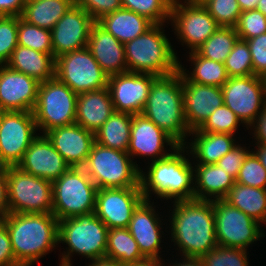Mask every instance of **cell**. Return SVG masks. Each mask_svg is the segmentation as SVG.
<instances>
[{
  "label": "cell",
  "mask_w": 266,
  "mask_h": 266,
  "mask_svg": "<svg viewBox=\"0 0 266 266\" xmlns=\"http://www.w3.org/2000/svg\"><path fill=\"white\" fill-rule=\"evenodd\" d=\"M55 63L56 59L50 54L17 45L6 65L44 82L55 77Z\"/></svg>",
  "instance_id": "cell-28"
},
{
  "label": "cell",
  "mask_w": 266,
  "mask_h": 266,
  "mask_svg": "<svg viewBox=\"0 0 266 266\" xmlns=\"http://www.w3.org/2000/svg\"><path fill=\"white\" fill-rule=\"evenodd\" d=\"M162 26L154 24L124 44L128 72L166 76L179 70L180 62L164 31H161Z\"/></svg>",
  "instance_id": "cell-5"
},
{
  "label": "cell",
  "mask_w": 266,
  "mask_h": 266,
  "mask_svg": "<svg viewBox=\"0 0 266 266\" xmlns=\"http://www.w3.org/2000/svg\"><path fill=\"white\" fill-rule=\"evenodd\" d=\"M83 168L97 189L140 187V167L128 152L95 142Z\"/></svg>",
  "instance_id": "cell-7"
},
{
  "label": "cell",
  "mask_w": 266,
  "mask_h": 266,
  "mask_svg": "<svg viewBox=\"0 0 266 266\" xmlns=\"http://www.w3.org/2000/svg\"><path fill=\"white\" fill-rule=\"evenodd\" d=\"M161 258H145L144 260L129 264L127 266H163Z\"/></svg>",
  "instance_id": "cell-54"
},
{
  "label": "cell",
  "mask_w": 266,
  "mask_h": 266,
  "mask_svg": "<svg viewBox=\"0 0 266 266\" xmlns=\"http://www.w3.org/2000/svg\"><path fill=\"white\" fill-rule=\"evenodd\" d=\"M39 83L35 78L0 65V109L33 112Z\"/></svg>",
  "instance_id": "cell-19"
},
{
  "label": "cell",
  "mask_w": 266,
  "mask_h": 266,
  "mask_svg": "<svg viewBox=\"0 0 266 266\" xmlns=\"http://www.w3.org/2000/svg\"><path fill=\"white\" fill-rule=\"evenodd\" d=\"M223 200L259 223L266 222V189L235 182Z\"/></svg>",
  "instance_id": "cell-33"
},
{
  "label": "cell",
  "mask_w": 266,
  "mask_h": 266,
  "mask_svg": "<svg viewBox=\"0 0 266 266\" xmlns=\"http://www.w3.org/2000/svg\"><path fill=\"white\" fill-rule=\"evenodd\" d=\"M94 23L83 8L73 4L51 29L54 58L87 47Z\"/></svg>",
  "instance_id": "cell-18"
},
{
  "label": "cell",
  "mask_w": 266,
  "mask_h": 266,
  "mask_svg": "<svg viewBox=\"0 0 266 266\" xmlns=\"http://www.w3.org/2000/svg\"><path fill=\"white\" fill-rule=\"evenodd\" d=\"M17 167L30 175L53 182L65 173L70 165L48 138L40 135L30 144Z\"/></svg>",
  "instance_id": "cell-21"
},
{
  "label": "cell",
  "mask_w": 266,
  "mask_h": 266,
  "mask_svg": "<svg viewBox=\"0 0 266 266\" xmlns=\"http://www.w3.org/2000/svg\"><path fill=\"white\" fill-rule=\"evenodd\" d=\"M190 61L193 62L192 73H186L184 67L179 64L182 73V81H191L200 85L222 87L228 80L224 63L202 57L197 51H192ZM191 75V76H190Z\"/></svg>",
  "instance_id": "cell-34"
},
{
  "label": "cell",
  "mask_w": 266,
  "mask_h": 266,
  "mask_svg": "<svg viewBox=\"0 0 266 266\" xmlns=\"http://www.w3.org/2000/svg\"><path fill=\"white\" fill-rule=\"evenodd\" d=\"M0 168H7V166L3 163L1 157H0Z\"/></svg>",
  "instance_id": "cell-60"
},
{
  "label": "cell",
  "mask_w": 266,
  "mask_h": 266,
  "mask_svg": "<svg viewBox=\"0 0 266 266\" xmlns=\"http://www.w3.org/2000/svg\"><path fill=\"white\" fill-rule=\"evenodd\" d=\"M184 114L188 129H198L218 107L224 104L221 87L183 81Z\"/></svg>",
  "instance_id": "cell-23"
},
{
  "label": "cell",
  "mask_w": 266,
  "mask_h": 266,
  "mask_svg": "<svg viewBox=\"0 0 266 266\" xmlns=\"http://www.w3.org/2000/svg\"><path fill=\"white\" fill-rule=\"evenodd\" d=\"M256 10L260 11L264 16H266V0H260Z\"/></svg>",
  "instance_id": "cell-58"
},
{
  "label": "cell",
  "mask_w": 266,
  "mask_h": 266,
  "mask_svg": "<svg viewBox=\"0 0 266 266\" xmlns=\"http://www.w3.org/2000/svg\"><path fill=\"white\" fill-rule=\"evenodd\" d=\"M52 190L58 221L95 212L97 187L83 167H70L52 182Z\"/></svg>",
  "instance_id": "cell-8"
},
{
  "label": "cell",
  "mask_w": 266,
  "mask_h": 266,
  "mask_svg": "<svg viewBox=\"0 0 266 266\" xmlns=\"http://www.w3.org/2000/svg\"><path fill=\"white\" fill-rule=\"evenodd\" d=\"M0 266H20L13 254L8 230L0 220Z\"/></svg>",
  "instance_id": "cell-49"
},
{
  "label": "cell",
  "mask_w": 266,
  "mask_h": 266,
  "mask_svg": "<svg viewBox=\"0 0 266 266\" xmlns=\"http://www.w3.org/2000/svg\"><path fill=\"white\" fill-rule=\"evenodd\" d=\"M165 143L171 146L173 151L179 146L171 136L148 118L142 114L133 115L127 151L130 157L150 156L152 161L163 159L171 154L164 152Z\"/></svg>",
  "instance_id": "cell-20"
},
{
  "label": "cell",
  "mask_w": 266,
  "mask_h": 266,
  "mask_svg": "<svg viewBox=\"0 0 266 266\" xmlns=\"http://www.w3.org/2000/svg\"><path fill=\"white\" fill-rule=\"evenodd\" d=\"M184 148L185 146L179 145L167 157L152 161L148 168V175L140 169L139 185L146 201H149L151 191L166 200L194 199V186L192 185H194L195 168L189 162L190 160L183 156L182 153L186 151Z\"/></svg>",
  "instance_id": "cell-4"
},
{
  "label": "cell",
  "mask_w": 266,
  "mask_h": 266,
  "mask_svg": "<svg viewBox=\"0 0 266 266\" xmlns=\"http://www.w3.org/2000/svg\"><path fill=\"white\" fill-rule=\"evenodd\" d=\"M171 220L172 241L184 257L208 253L218 243L215 235L213 199L173 201Z\"/></svg>",
  "instance_id": "cell-1"
},
{
  "label": "cell",
  "mask_w": 266,
  "mask_h": 266,
  "mask_svg": "<svg viewBox=\"0 0 266 266\" xmlns=\"http://www.w3.org/2000/svg\"><path fill=\"white\" fill-rule=\"evenodd\" d=\"M249 152V150H246L237 144L227 154L220 158L216 164L236 180L239 169L243 165Z\"/></svg>",
  "instance_id": "cell-48"
},
{
  "label": "cell",
  "mask_w": 266,
  "mask_h": 266,
  "mask_svg": "<svg viewBox=\"0 0 266 266\" xmlns=\"http://www.w3.org/2000/svg\"><path fill=\"white\" fill-rule=\"evenodd\" d=\"M18 45L53 55L51 30L27 23L18 17Z\"/></svg>",
  "instance_id": "cell-37"
},
{
  "label": "cell",
  "mask_w": 266,
  "mask_h": 266,
  "mask_svg": "<svg viewBox=\"0 0 266 266\" xmlns=\"http://www.w3.org/2000/svg\"><path fill=\"white\" fill-rule=\"evenodd\" d=\"M224 65L228 77L254 75L250 48L246 40H237Z\"/></svg>",
  "instance_id": "cell-39"
},
{
  "label": "cell",
  "mask_w": 266,
  "mask_h": 266,
  "mask_svg": "<svg viewBox=\"0 0 266 266\" xmlns=\"http://www.w3.org/2000/svg\"><path fill=\"white\" fill-rule=\"evenodd\" d=\"M221 89L224 105L250 128L266 106L262 78L256 75L229 77Z\"/></svg>",
  "instance_id": "cell-14"
},
{
  "label": "cell",
  "mask_w": 266,
  "mask_h": 266,
  "mask_svg": "<svg viewBox=\"0 0 266 266\" xmlns=\"http://www.w3.org/2000/svg\"><path fill=\"white\" fill-rule=\"evenodd\" d=\"M236 183L266 189V169L254 152L250 151L235 180Z\"/></svg>",
  "instance_id": "cell-43"
},
{
  "label": "cell",
  "mask_w": 266,
  "mask_h": 266,
  "mask_svg": "<svg viewBox=\"0 0 266 266\" xmlns=\"http://www.w3.org/2000/svg\"><path fill=\"white\" fill-rule=\"evenodd\" d=\"M97 23L123 44L137 38L154 25L147 18L124 8L105 15Z\"/></svg>",
  "instance_id": "cell-29"
},
{
  "label": "cell",
  "mask_w": 266,
  "mask_h": 266,
  "mask_svg": "<svg viewBox=\"0 0 266 266\" xmlns=\"http://www.w3.org/2000/svg\"><path fill=\"white\" fill-rule=\"evenodd\" d=\"M38 130L33 112L2 111L0 114V157L3 163L17 166Z\"/></svg>",
  "instance_id": "cell-13"
},
{
  "label": "cell",
  "mask_w": 266,
  "mask_h": 266,
  "mask_svg": "<svg viewBox=\"0 0 266 266\" xmlns=\"http://www.w3.org/2000/svg\"><path fill=\"white\" fill-rule=\"evenodd\" d=\"M156 77L153 74L128 71L108 76L107 87L114 111L141 114Z\"/></svg>",
  "instance_id": "cell-17"
},
{
  "label": "cell",
  "mask_w": 266,
  "mask_h": 266,
  "mask_svg": "<svg viewBox=\"0 0 266 266\" xmlns=\"http://www.w3.org/2000/svg\"><path fill=\"white\" fill-rule=\"evenodd\" d=\"M172 3L170 19L178 39L196 51L220 26L200 2ZM186 3V4H185ZM185 5V6H184Z\"/></svg>",
  "instance_id": "cell-15"
},
{
  "label": "cell",
  "mask_w": 266,
  "mask_h": 266,
  "mask_svg": "<svg viewBox=\"0 0 266 266\" xmlns=\"http://www.w3.org/2000/svg\"><path fill=\"white\" fill-rule=\"evenodd\" d=\"M55 76L76 94L100 90L108 84V75L87 47L57 57Z\"/></svg>",
  "instance_id": "cell-11"
},
{
  "label": "cell",
  "mask_w": 266,
  "mask_h": 266,
  "mask_svg": "<svg viewBox=\"0 0 266 266\" xmlns=\"http://www.w3.org/2000/svg\"><path fill=\"white\" fill-rule=\"evenodd\" d=\"M256 146L258 147V150L256 152L254 151V153L258 157V159L261 162V164L266 169V144H264V143H257Z\"/></svg>",
  "instance_id": "cell-57"
},
{
  "label": "cell",
  "mask_w": 266,
  "mask_h": 266,
  "mask_svg": "<svg viewBox=\"0 0 266 266\" xmlns=\"http://www.w3.org/2000/svg\"><path fill=\"white\" fill-rule=\"evenodd\" d=\"M143 116L171 136L178 145L185 146L186 135L191 136L184 114L183 81L180 70L157 76L145 103Z\"/></svg>",
  "instance_id": "cell-3"
},
{
  "label": "cell",
  "mask_w": 266,
  "mask_h": 266,
  "mask_svg": "<svg viewBox=\"0 0 266 266\" xmlns=\"http://www.w3.org/2000/svg\"><path fill=\"white\" fill-rule=\"evenodd\" d=\"M26 0H0V16H21Z\"/></svg>",
  "instance_id": "cell-50"
},
{
  "label": "cell",
  "mask_w": 266,
  "mask_h": 266,
  "mask_svg": "<svg viewBox=\"0 0 266 266\" xmlns=\"http://www.w3.org/2000/svg\"><path fill=\"white\" fill-rule=\"evenodd\" d=\"M152 205L144 200L133 212L128 229L145 258L160 259L161 221Z\"/></svg>",
  "instance_id": "cell-25"
},
{
  "label": "cell",
  "mask_w": 266,
  "mask_h": 266,
  "mask_svg": "<svg viewBox=\"0 0 266 266\" xmlns=\"http://www.w3.org/2000/svg\"><path fill=\"white\" fill-rule=\"evenodd\" d=\"M260 0H237L241 11L256 10Z\"/></svg>",
  "instance_id": "cell-55"
},
{
  "label": "cell",
  "mask_w": 266,
  "mask_h": 266,
  "mask_svg": "<svg viewBox=\"0 0 266 266\" xmlns=\"http://www.w3.org/2000/svg\"><path fill=\"white\" fill-rule=\"evenodd\" d=\"M78 94L56 76L39 83L36 106L33 110L38 129L43 134L51 129L76 122Z\"/></svg>",
  "instance_id": "cell-9"
},
{
  "label": "cell",
  "mask_w": 266,
  "mask_h": 266,
  "mask_svg": "<svg viewBox=\"0 0 266 266\" xmlns=\"http://www.w3.org/2000/svg\"><path fill=\"white\" fill-rule=\"evenodd\" d=\"M87 48L108 76L127 72L124 44L97 22L91 27Z\"/></svg>",
  "instance_id": "cell-24"
},
{
  "label": "cell",
  "mask_w": 266,
  "mask_h": 266,
  "mask_svg": "<svg viewBox=\"0 0 266 266\" xmlns=\"http://www.w3.org/2000/svg\"><path fill=\"white\" fill-rule=\"evenodd\" d=\"M105 257L125 265L145 259L128 228L108 229Z\"/></svg>",
  "instance_id": "cell-35"
},
{
  "label": "cell",
  "mask_w": 266,
  "mask_h": 266,
  "mask_svg": "<svg viewBox=\"0 0 266 266\" xmlns=\"http://www.w3.org/2000/svg\"><path fill=\"white\" fill-rule=\"evenodd\" d=\"M250 126L255 127V136L253 137H255L257 143L266 144V106Z\"/></svg>",
  "instance_id": "cell-52"
},
{
  "label": "cell",
  "mask_w": 266,
  "mask_h": 266,
  "mask_svg": "<svg viewBox=\"0 0 266 266\" xmlns=\"http://www.w3.org/2000/svg\"><path fill=\"white\" fill-rule=\"evenodd\" d=\"M88 266H127V265L122 264L117 260H111L105 257L97 260H92L91 265L89 264Z\"/></svg>",
  "instance_id": "cell-53"
},
{
  "label": "cell",
  "mask_w": 266,
  "mask_h": 266,
  "mask_svg": "<svg viewBox=\"0 0 266 266\" xmlns=\"http://www.w3.org/2000/svg\"><path fill=\"white\" fill-rule=\"evenodd\" d=\"M196 138L188 146L199 161L197 164H216L236 144L232 134L191 131Z\"/></svg>",
  "instance_id": "cell-30"
},
{
  "label": "cell",
  "mask_w": 266,
  "mask_h": 266,
  "mask_svg": "<svg viewBox=\"0 0 266 266\" xmlns=\"http://www.w3.org/2000/svg\"><path fill=\"white\" fill-rule=\"evenodd\" d=\"M108 228L95 212L59 221L58 242L66 243L67 253L62 255L60 266H71V253L90 260L105 258Z\"/></svg>",
  "instance_id": "cell-6"
},
{
  "label": "cell",
  "mask_w": 266,
  "mask_h": 266,
  "mask_svg": "<svg viewBox=\"0 0 266 266\" xmlns=\"http://www.w3.org/2000/svg\"><path fill=\"white\" fill-rule=\"evenodd\" d=\"M172 3H174V2H178V1H180V0H170Z\"/></svg>",
  "instance_id": "cell-61"
},
{
  "label": "cell",
  "mask_w": 266,
  "mask_h": 266,
  "mask_svg": "<svg viewBox=\"0 0 266 266\" xmlns=\"http://www.w3.org/2000/svg\"><path fill=\"white\" fill-rule=\"evenodd\" d=\"M0 220L20 266H31L59 243V221L52 213H8Z\"/></svg>",
  "instance_id": "cell-2"
},
{
  "label": "cell",
  "mask_w": 266,
  "mask_h": 266,
  "mask_svg": "<svg viewBox=\"0 0 266 266\" xmlns=\"http://www.w3.org/2000/svg\"><path fill=\"white\" fill-rule=\"evenodd\" d=\"M144 200L140 187L97 189L95 214L108 229L128 228L133 212Z\"/></svg>",
  "instance_id": "cell-16"
},
{
  "label": "cell",
  "mask_w": 266,
  "mask_h": 266,
  "mask_svg": "<svg viewBox=\"0 0 266 266\" xmlns=\"http://www.w3.org/2000/svg\"><path fill=\"white\" fill-rule=\"evenodd\" d=\"M9 213H52V182L17 166L6 168Z\"/></svg>",
  "instance_id": "cell-10"
},
{
  "label": "cell",
  "mask_w": 266,
  "mask_h": 266,
  "mask_svg": "<svg viewBox=\"0 0 266 266\" xmlns=\"http://www.w3.org/2000/svg\"><path fill=\"white\" fill-rule=\"evenodd\" d=\"M247 250L217 245L202 255L204 266H248Z\"/></svg>",
  "instance_id": "cell-42"
},
{
  "label": "cell",
  "mask_w": 266,
  "mask_h": 266,
  "mask_svg": "<svg viewBox=\"0 0 266 266\" xmlns=\"http://www.w3.org/2000/svg\"><path fill=\"white\" fill-rule=\"evenodd\" d=\"M124 9L133 11L153 24H163L170 20L172 2L170 0H121Z\"/></svg>",
  "instance_id": "cell-38"
},
{
  "label": "cell",
  "mask_w": 266,
  "mask_h": 266,
  "mask_svg": "<svg viewBox=\"0 0 266 266\" xmlns=\"http://www.w3.org/2000/svg\"><path fill=\"white\" fill-rule=\"evenodd\" d=\"M74 4L83 8L95 22L123 8L121 0H74Z\"/></svg>",
  "instance_id": "cell-46"
},
{
  "label": "cell",
  "mask_w": 266,
  "mask_h": 266,
  "mask_svg": "<svg viewBox=\"0 0 266 266\" xmlns=\"http://www.w3.org/2000/svg\"><path fill=\"white\" fill-rule=\"evenodd\" d=\"M238 39L235 27H219L196 51L202 57L225 63Z\"/></svg>",
  "instance_id": "cell-36"
},
{
  "label": "cell",
  "mask_w": 266,
  "mask_h": 266,
  "mask_svg": "<svg viewBox=\"0 0 266 266\" xmlns=\"http://www.w3.org/2000/svg\"><path fill=\"white\" fill-rule=\"evenodd\" d=\"M182 263H174L172 266H204L202 260L197 257H185Z\"/></svg>",
  "instance_id": "cell-56"
},
{
  "label": "cell",
  "mask_w": 266,
  "mask_h": 266,
  "mask_svg": "<svg viewBox=\"0 0 266 266\" xmlns=\"http://www.w3.org/2000/svg\"><path fill=\"white\" fill-rule=\"evenodd\" d=\"M114 112L108 87L78 94L76 124L95 133Z\"/></svg>",
  "instance_id": "cell-26"
},
{
  "label": "cell",
  "mask_w": 266,
  "mask_h": 266,
  "mask_svg": "<svg viewBox=\"0 0 266 266\" xmlns=\"http://www.w3.org/2000/svg\"><path fill=\"white\" fill-rule=\"evenodd\" d=\"M239 39L248 40L266 33V16L258 10L243 11L235 26Z\"/></svg>",
  "instance_id": "cell-45"
},
{
  "label": "cell",
  "mask_w": 266,
  "mask_h": 266,
  "mask_svg": "<svg viewBox=\"0 0 266 266\" xmlns=\"http://www.w3.org/2000/svg\"><path fill=\"white\" fill-rule=\"evenodd\" d=\"M73 4L74 0H26L21 18L51 30Z\"/></svg>",
  "instance_id": "cell-31"
},
{
  "label": "cell",
  "mask_w": 266,
  "mask_h": 266,
  "mask_svg": "<svg viewBox=\"0 0 266 266\" xmlns=\"http://www.w3.org/2000/svg\"><path fill=\"white\" fill-rule=\"evenodd\" d=\"M195 168L194 199H223L235 184V179L217 164H197Z\"/></svg>",
  "instance_id": "cell-27"
},
{
  "label": "cell",
  "mask_w": 266,
  "mask_h": 266,
  "mask_svg": "<svg viewBox=\"0 0 266 266\" xmlns=\"http://www.w3.org/2000/svg\"><path fill=\"white\" fill-rule=\"evenodd\" d=\"M70 167H83L95 143L94 133L74 123L44 134Z\"/></svg>",
  "instance_id": "cell-22"
},
{
  "label": "cell",
  "mask_w": 266,
  "mask_h": 266,
  "mask_svg": "<svg viewBox=\"0 0 266 266\" xmlns=\"http://www.w3.org/2000/svg\"><path fill=\"white\" fill-rule=\"evenodd\" d=\"M18 16H0V65H6L18 45Z\"/></svg>",
  "instance_id": "cell-44"
},
{
  "label": "cell",
  "mask_w": 266,
  "mask_h": 266,
  "mask_svg": "<svg viewBox=\"0 0 266 266\" xmlns=\"http://www.w3.org/2000/svg\"><path fill=\"white\" fill-rule=\"evenodd\" d=\"M200 3L220 27H235L242 13L237 0H202Z\"/></svg>",
  "instance_id": "cell-41"
},
{
  "label": "cell",
  "mask_w": 266,
  "mask_h": 266,
  "mask_svg": "<svg viewBox=\"0 0 266 266\" xmlns=\"http://www.w3.org/2000/svg\"><path fill=\"white\" fill-rule=\"evenodd\" d=\"M251 53L254 75L266 73V33L246 40Z\"/></svg>",
  "instance_id": "cell-47"
},
{
  "label": "cell",
  "mask_w": 266,
  "mask_h": 266,
  "mask_svg": "<svg viewBox=\"0 0 266 266\" xmlns=\"http://www.w3.org/2000/svg\"><path fill=\"white\" fill-rule=\"evenodd\" d=\"M133 115L114 111L108 120L94 133L95 142L107 147L127 152Z\"/></svg>",
  "instance_id": "cell-32"
},
{
  "label": "cell",
  "mask_w": 266,
  "mask_h": 266,
  "mask_svg": "<svg viewBox=\"0 0 266 266\" xmlns=\"http://www.w3.org/2000/svg\"><path fill=\"white\" fill-rule=\"evenodd\" d=\"M213 208L218 245L247 250L252 242L265 237L258 221L223 199H213Z\"/></svg>",
  "instance_id": "cell-12"
},
{
  "label": "cell",
  "mask_w": 266,
  "mask_h": 266,
  "mask_svg": "<svg viewBox=\"0 0 266 266\" xmlns=\"http://www.w3.org/2000/svg\"><path fill=\"white\" fill-rule=\"evenodd\" d=\"M9 213L6 168H0V218Z\"/></svg>",
  "instance_id": "cell-51"
},
{
  "label": "cell",
  "mask_w": 266,
  "mask_h": 266,
  "mask_svg": "<svg viewBox=\"0 0 266 266\" xmlns=\"http://www.w3.org/2000/svg\"><path fill=\"white\" fill-rule=\"evenodd\" d=\"M264 85L265 97H266V73L261 77Z\"/></svg>",
  "instance_id": "cell-59"
},
{
  "label": "cell",
  "mask_w": 266,
  "mask_h": 266,
  "mask_svg": "<svg viewBox=\"0 0 266 266\" xmlns=\"http://www.w3.org/2000/svg\"><path fill=\"white\" fill-rule=\"evenodd\" d=\"M240 121L237 115L223 104L216 108L198 129L193 131L234 135Z\"/></svg>",
  "instance_id": "cell-40"
}]
</instances>
